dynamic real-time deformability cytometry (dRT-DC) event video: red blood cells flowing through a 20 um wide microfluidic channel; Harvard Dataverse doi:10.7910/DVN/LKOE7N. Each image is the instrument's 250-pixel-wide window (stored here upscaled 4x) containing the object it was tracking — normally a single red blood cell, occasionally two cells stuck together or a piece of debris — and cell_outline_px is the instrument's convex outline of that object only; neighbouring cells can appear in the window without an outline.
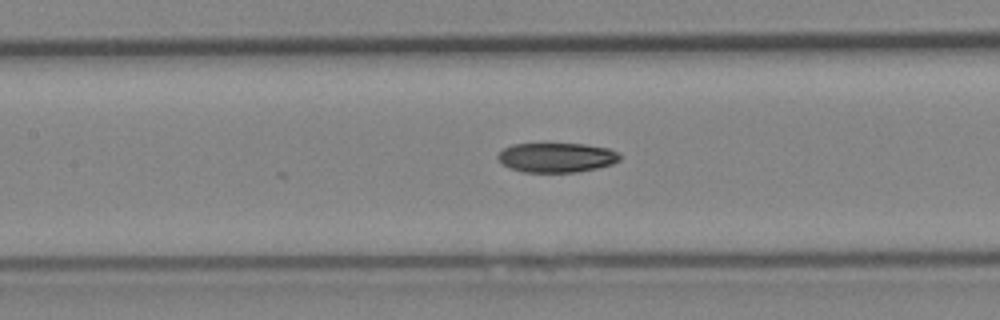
{"species": "Egyptian fruit bat (a non-hibernating species)", "species_latin": "Rousettus aegyptiacus", "temperature_condition": "cold", "stored_images_in_passage": 7, "camera_frame_rate_fps": 3000, "um_per_image_px": 0.085, "animal": {"sex": "female"}, "frame": {"image": 1, "passage_image": 7, "time_ms": 8.0, "image_size_px": [1000, 320], "cell_outline_px": [[620, 160], [612, 164], [596, 168], [576, 172], [524, 172], [512, 168], [504, 164], [496, 156], [504, 148], [512, 144], [584, 144], [608, 148], [620, 152]], "centroid_in_image_um": [47.34, 13.38], "position_along_channel_um": 160.1, "area_um2": 20.87}}